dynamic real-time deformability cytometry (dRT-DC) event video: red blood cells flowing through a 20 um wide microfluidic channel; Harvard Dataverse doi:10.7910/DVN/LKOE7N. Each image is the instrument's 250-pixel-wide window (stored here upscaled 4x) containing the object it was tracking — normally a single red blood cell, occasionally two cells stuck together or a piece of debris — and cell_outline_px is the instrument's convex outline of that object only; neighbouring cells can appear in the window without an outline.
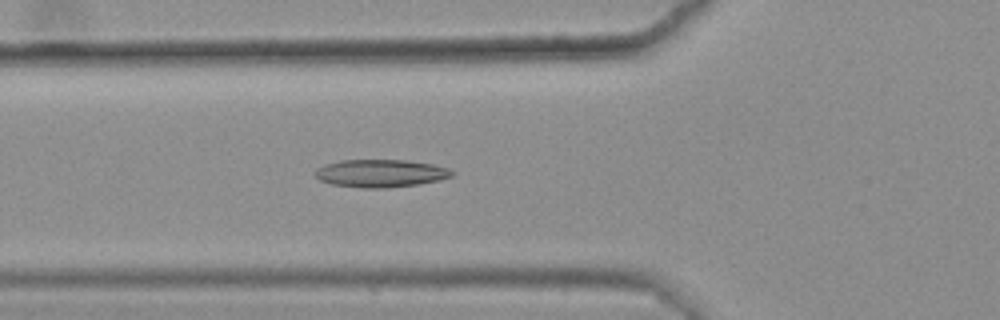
{"species": "common noctule bat (a hibernating species)", "species_latin": "Nyctalus noctula", "temperature_condition": "warm", "stored_images_in_passage": 49, "camera_frame_rate_fps": 3000, "um_per_image_px": 0.085, "animal": {"sex": "female", "body_mass_g": 25.1}, "frame": {"image": 1, "passage_image": 21, "time_ms": 6.667, "image_size_px": [1000, 320], "cell_outline_px": [[456, 172], [452, 176], [440, 180], [420, 184], [388, 188], [360, 188], [332, 184], [320, 180], [316, 176], [316, 168], [324, 164], [340, 160], [408, 160], [432, 164], [448, 168]], "centroid_in_image_um": [32.38, 14.73], "position_along_channel_um": 93.4, "area_um2": 22.31}}
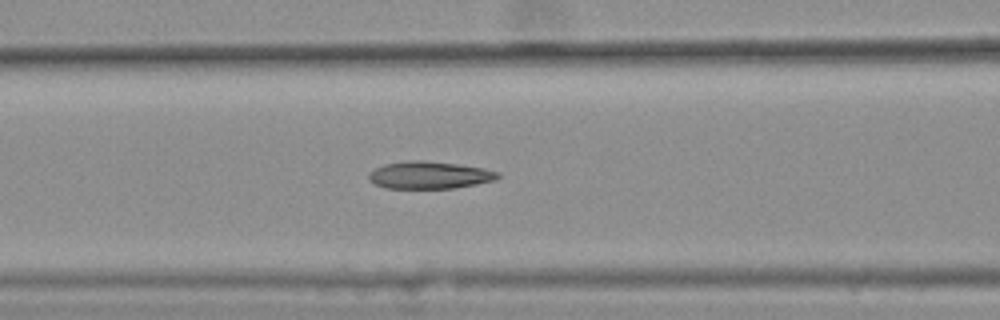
{"frame": {"image": 2, "passage_image": 24, "time_ms": 7.667, "image_size_px": [1000, 320], "cell_outline_px": [[500, 176], [496, 180], [456, 188], [384, 188], [368, 180], [368, 172], [384, 164], [412, 160], [420, 160], [456, 164], [484, 168], [500, 172]], "centroid_in_image_um": [36.5, 14.89], "position_along_channel_um": 130.1, "area_um2": 20.58}}
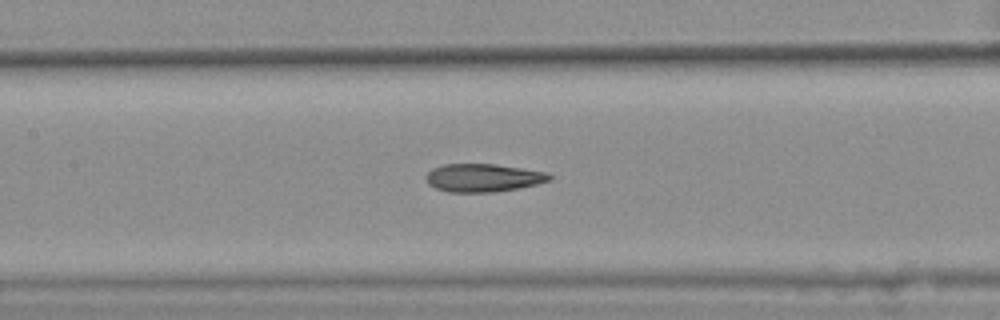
{"frame": {"image": 3, "passage_image": 27, "time_ms": 8.667, "image_size_px": [1000, 320], "cell_outline_px": [[552, 180], [536, 184], [496, 192], [448, 192], [436, 188], [428, 184], [424, 176], [432, 168], [444, 164], [496, 164], [548, 172], [552, 176]], "centroid_in_image_um": [41.06, 15.11], "position_along_channel_um": 166.3, "area_um2": 20.29}, "authors_computed_cell_mechanics": {"area_um2": 20.7502, "velocity_mm_per_s": 3.6255, "shape_relaxation_time_tau1_ms": null, "shape_relaxation_time_tau2_ms": 2.6989, "deformation_change_tau1": null, "deformation_change_tau2": 0.1196}}